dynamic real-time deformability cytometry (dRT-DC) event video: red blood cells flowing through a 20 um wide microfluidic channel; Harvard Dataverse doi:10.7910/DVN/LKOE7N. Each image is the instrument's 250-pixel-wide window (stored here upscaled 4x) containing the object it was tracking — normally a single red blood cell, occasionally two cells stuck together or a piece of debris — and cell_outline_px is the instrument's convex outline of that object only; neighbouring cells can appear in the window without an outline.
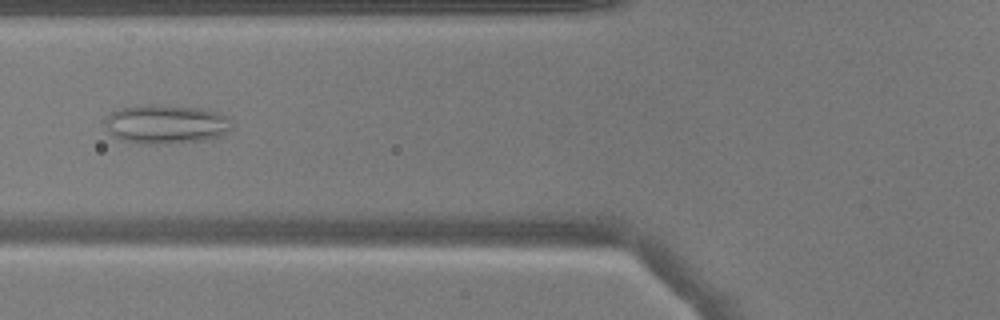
{"species": "common noctule bat (a hibernating species)", "species_latin": "Nyctalus noctula", "temperature_condition": "warm", "stored_images_in_passage": 49, "camera_frame_rate_fps": 3000, "um_per_image_px": 0.085, "animal": {"sex": "male", "body_mass_g": 17.9}, "frame": {"image": 1, "passage_image": 19, "time_ms": 6.0, "image_size_px": [1000, 320], "cell_outline_px": [[232, 128], [220, 136], [204, 140], [148, 144], [120, 140], [112, 136], [104, 124], [104, 120], [112, 112], [120, 108], [144, 104], [200, 108], [216, 112], [228, 116], [232, 124]], "centroid_in_image_um": [14.09, 10.55], "position_along_channel_um": 111.7, "area_um2": 28.67}}
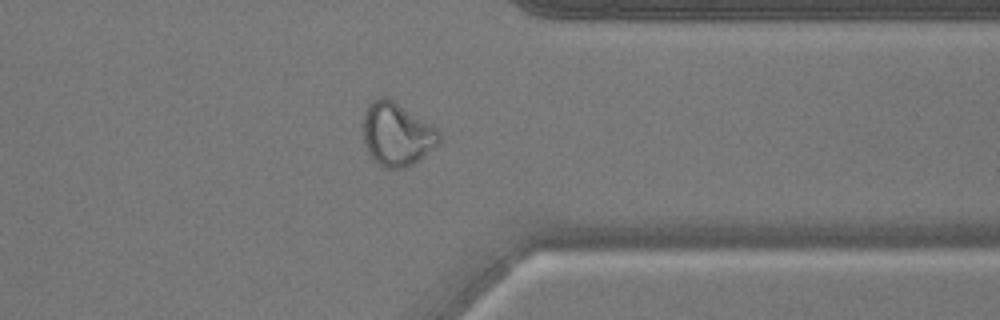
{"frame": {"image": 2, "passage_image": 39, "time_ms": 12.667, "image_size_px": [1000, 320], "cell_outline_px": [[440, 140], [432, 148], [412, 164], [404, 168], [388, 168], [380, 164], [368, 152], [364, 140], [364, 112], [368, 104], [372, 100], [380, 96], [388, 96], [436, 128], [440, 132]], "centroid_in_image_um": [33.71, 11.36], "position_along_channel_um": 377.7, "area_um2": 27.51}}
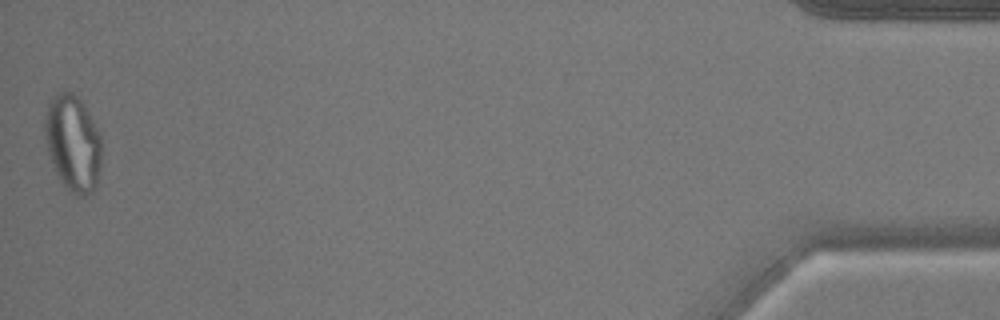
{"frame": {"image": 3, "passage_image": 49, "time_ms": 16.0, "image_size_px": [1000, 320], "cell_outline_px": [[100, 164], [96, 184], [92, 192], [84, 196], [76, 196], [60, 180], [56, 172], [48, 152], [44, 132], [44, 124], [48, 104], [52, 96], [56, 92], [72, 92], [80, 100], [96, 128], [100, 136]], "centroid_in_image_um": [6.17, 12.16], "position_along_channel_um": 429.0, "area_um2": 31.21}}